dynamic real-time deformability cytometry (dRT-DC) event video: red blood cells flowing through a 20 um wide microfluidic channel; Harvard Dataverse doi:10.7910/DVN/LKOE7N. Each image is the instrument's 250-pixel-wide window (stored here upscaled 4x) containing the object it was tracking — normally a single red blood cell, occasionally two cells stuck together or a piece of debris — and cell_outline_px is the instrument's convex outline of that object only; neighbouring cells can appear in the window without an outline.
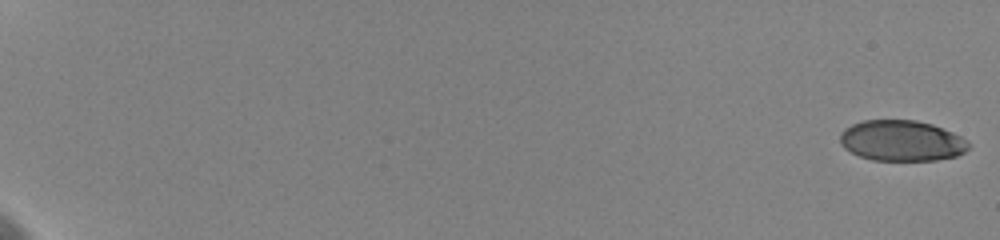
{"species": "human", "species_latin": "Homo sapiens", "temperature_condition": "cold", "stored_images_in_passage": 53, "camera_frame_rate_fps": 3000, "um_per_image_px": 0.085, "donor": {"sex": "female"}, "frame": {"image": 1, "passage_image": 1, "time_ms": 0.0, "image_size_px": [1000, 240], "cell_outline_px": [[968, 148], [964, 152], [956, 156], [936, 160], [872, 160], [860, 156], [844, 148], [840, 144], [840, 132], [844, 128], [852, 124], [864, 120], [916, 120], [932, 124], [952, 132], [968, 140]], "centroid_in_image_um": [76.62, 11.95], "position_along_channel_um": 8.4, "area_um2": 30.52}}
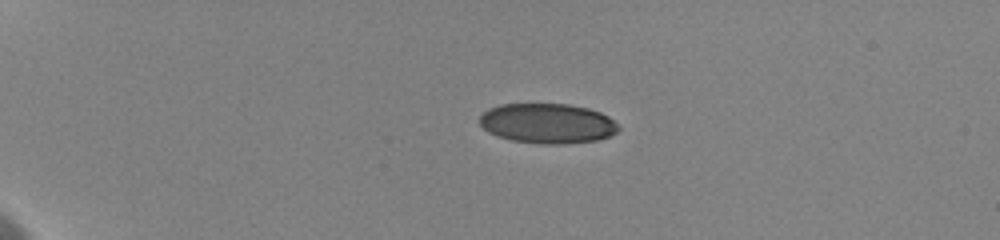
{"frame": {"image": 2, "passage_image": 15, "time_ms": 5.0, "image_size_px": [1000, 240], "cell_outline_px": [[620, 128], [616, 132], [608, 136], [596, 140], [560, 144], [536, 144], [512, 140], [496, 136], [488, 132], [480, 124], [480, 116], [488, 108], [500, 104], [568, 104], [588, 108], [600, 112], [608, 116]], "centroid_in_image_um": [46.5, 10.49], "position_along_channel_um": 38.5, "area_um2": 32.31}}
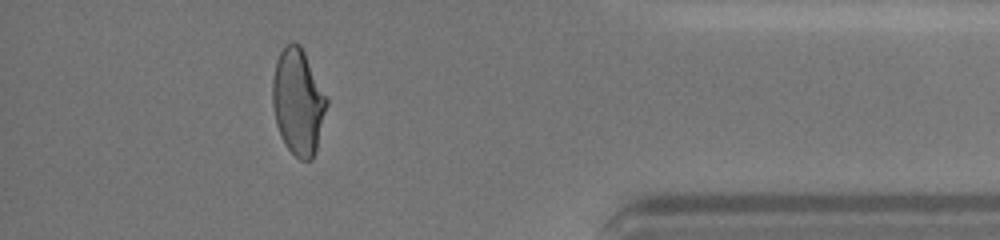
{"frame": {"image": 3, "passage_image": 51, "time_ms": 18.0, "image_size_px": [1000, 240], "cell_outline_px": [[328, 104], [316, 152], [312, 160], [300, 160], [284, 144], [280, 136], [276, 124], [272, 104], [272, 80], [276, 60], [284, 44], [292, 40], [300, 44], [328, 100]], "centroid_in_image_um": [25.32, 8.65], "position_along_channel_um": 409.9, "area_um2": 33.7}, "authors_computed_cell_mechanics": {"area_um2": 33.6974, "velocity_mm_per_s": 3.608, "shape_relaxation_time_tau1_ms": 6.6992, "shape_relaxation_time_tau2_ms": 0.8646, "deformation_change_tau1": 0.1622, "deformation_change_tau2": 0.0485}}